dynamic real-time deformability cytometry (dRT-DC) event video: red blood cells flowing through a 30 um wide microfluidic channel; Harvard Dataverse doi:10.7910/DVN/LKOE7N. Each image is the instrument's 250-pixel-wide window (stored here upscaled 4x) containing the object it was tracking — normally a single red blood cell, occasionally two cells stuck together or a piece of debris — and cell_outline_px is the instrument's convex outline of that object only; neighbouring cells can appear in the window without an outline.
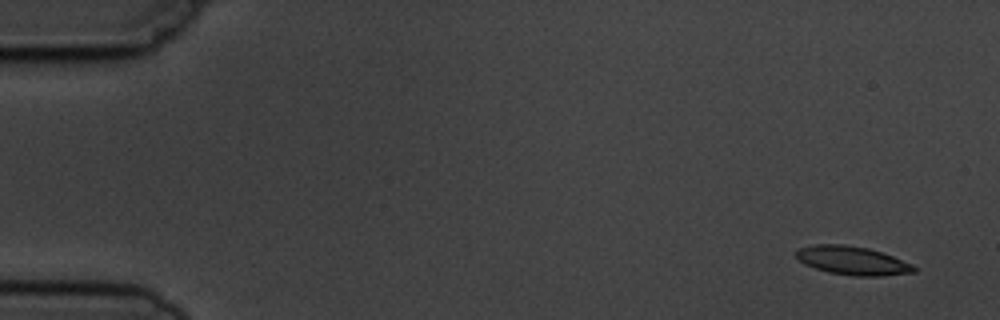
{"species": "common noctule bat (a hibernating species)", "species_latin": "Nyctalus noctula", "temperature_condition": "cold", "stored_images_in_passage": 5, "camera_frame_rate_fps": 3000, "um_per_image_px": 0.085, "animal": {"sex": "male", "body_mass_g": 19.5, "forearm_length_mm": 54.6}, "frame": {"image": 1, "passage_image": 1, "time_ms": 0.0, "image_size_px": [1000, 320], "cell_outline_px": [[916, 272], [880, 276], [852, 276], [828, 272], [804, 264], [796, 256], [796, 248], [812, 244], [844, 244], [868, 248], [892, 256], [912, 264], [916, 268]], "centroid_in_image_um": [72.42, 22.14], "position_along_channel_um": 12.6, "area_um2": 19.65}}
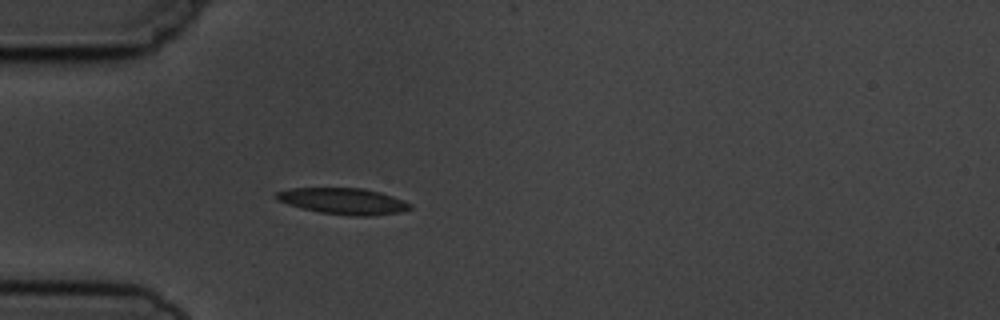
{"frame": {"image": 2, "passage_image": 5, "time_ms": 4.333, "image_size_px": [1000, 320], "cell_outline_px": [[412, 208], [400, 212], [368, 216], [352, 216], [320, 212], [288, 204], [276, 200], [272, 196], [276, 192], [292, 188], [364, 188], [380, 192], [392, 196], [412, 204]], "centroid_in_image_um": [29.16, 17.09], "position_along_channel_um": 55.8, "area_um2": 20.4}}